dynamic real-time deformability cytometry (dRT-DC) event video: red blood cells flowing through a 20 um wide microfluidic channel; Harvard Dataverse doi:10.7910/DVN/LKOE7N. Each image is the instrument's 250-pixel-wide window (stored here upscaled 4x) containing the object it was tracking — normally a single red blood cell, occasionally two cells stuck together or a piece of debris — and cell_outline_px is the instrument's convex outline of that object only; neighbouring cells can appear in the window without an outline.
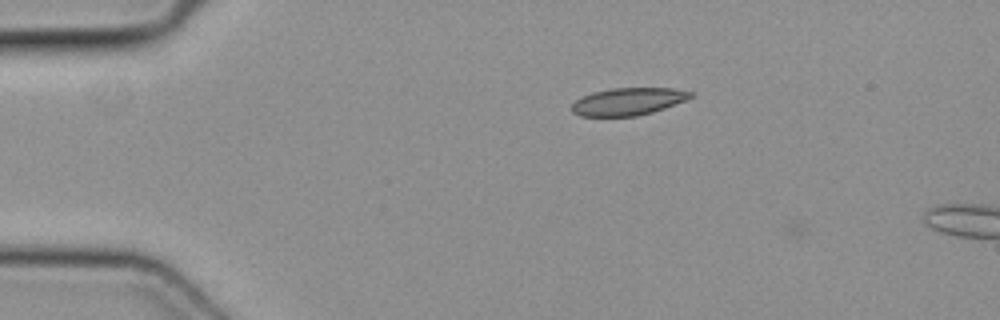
{"species": "common noctule bat (a hibernating species)", "species_latin": "Nyctalus noctula", "temperature_condition": "cold", "stored_images_in_passage": 5, "camera_frame_rate_fps": 3000, "um_per_image_px": 0.085, "animal": {"sex": "female", "body_mass_g": 19.3, "forearm_length_mm": 54.1}, "frame": {"image": 1, "passage_image": 4, "time_ms": 1.0, "image_size_px": [1000, 320], "cell_outline_px": [[696, 92], [688, 100], [652, 112], [636, 116], [580, 116], [572, 112], [572, 104], [576, 100], [592, 92], [612, 88], [672, 88]], "centroid_in_image_um": [53.43, 8.62], "position_along_channel_um": 31.6, "area_um2": 19.02}}